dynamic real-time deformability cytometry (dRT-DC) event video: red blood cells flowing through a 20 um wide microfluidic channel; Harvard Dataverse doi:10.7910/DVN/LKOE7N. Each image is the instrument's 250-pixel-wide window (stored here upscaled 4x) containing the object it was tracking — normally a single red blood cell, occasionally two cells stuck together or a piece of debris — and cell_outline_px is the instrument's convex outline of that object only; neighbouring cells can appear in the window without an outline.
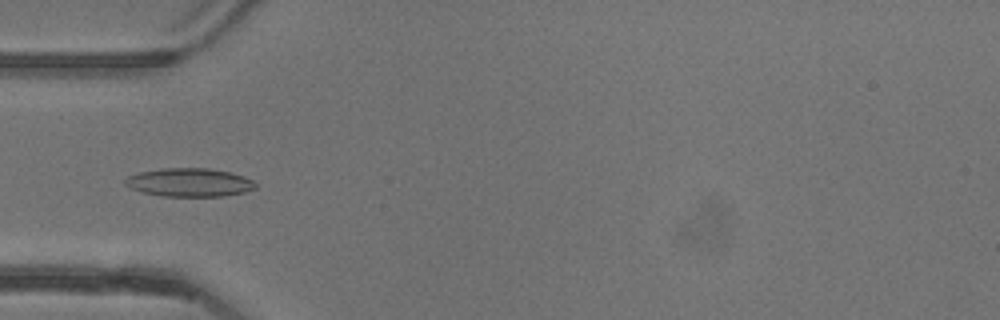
{"species": "common noctule bat (a hibernating species)", "species_latin": "Nyctalus noctula", "temperature_condition": "warm", "stored_images_in_passage": 54, "camera_frame_rate_fps": 3000, "um_per_image_px": 0.085, "animal": {"sex": "female"}, "frame": {"image": 1, "passage_image": 18, "time_ms": 5.667, "image_size_px": [1000, 320], "cell_outline_px": [[248, 188], [240, 192], [212, 196], [172, 196], [148, 192], [136, 188], [132, 176], [144, 172], [180, 168], [196, 168], [224, 172], [240, 176], [248, 180]], "centroid_in_image_um": [16.14, 15.51], "position_along_channel_um": 68.9, "area_um2": 18.73}}
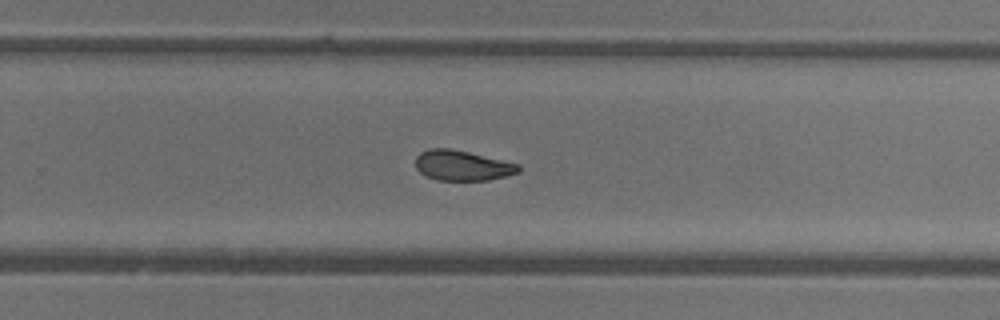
{"frame": {"image": 2, "passage_image": 35, "time_ms": 11.333, "image_size_px": [1000, 320], "cell_outline_px": [[520, 168], [516, 172], [484, 180], [440, 180], [428, 176], [416, 164], [416, 160], [424, 152], [436, 148], [444, 148], [464, 152], [516, 164]], "centroid_in_image_um": [39.28, 14.08], "position_along_channel_um": 290.5, "area_um2": 16.59}}
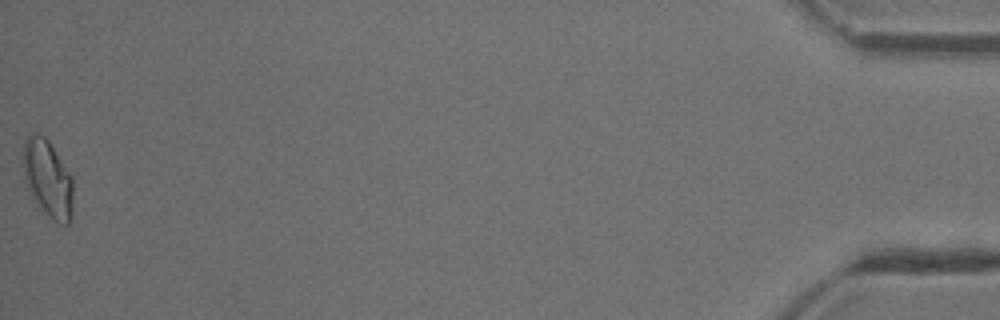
{"frame": {"image": 3, "passage_image": 54, "time_ms": 17.667, "image_size_px": [1000, 320], "cell_outline_px": [[72, 188], [68, 220], [52, 216], [44, 208], [32, 184], [28, 172], [28, 144], [32, 140], [44, 140], [52, 148], [72, 180]], "centroid_in_image_um": [4.22, 15.22], "position_along_channel_um": 431.0, "area_um2": 17.22}, "authors_computed_cell_mechanics": {"area_um2": 16.7042, "velocity_mm_per_s": 3.8956, "shape_relaxation_time_tau1_ms": null, "shape_relaxation_time_tau2_ms": 5.8143, "deformation_change_tau1": null, "deformation_change_tau2": 0.1082}}